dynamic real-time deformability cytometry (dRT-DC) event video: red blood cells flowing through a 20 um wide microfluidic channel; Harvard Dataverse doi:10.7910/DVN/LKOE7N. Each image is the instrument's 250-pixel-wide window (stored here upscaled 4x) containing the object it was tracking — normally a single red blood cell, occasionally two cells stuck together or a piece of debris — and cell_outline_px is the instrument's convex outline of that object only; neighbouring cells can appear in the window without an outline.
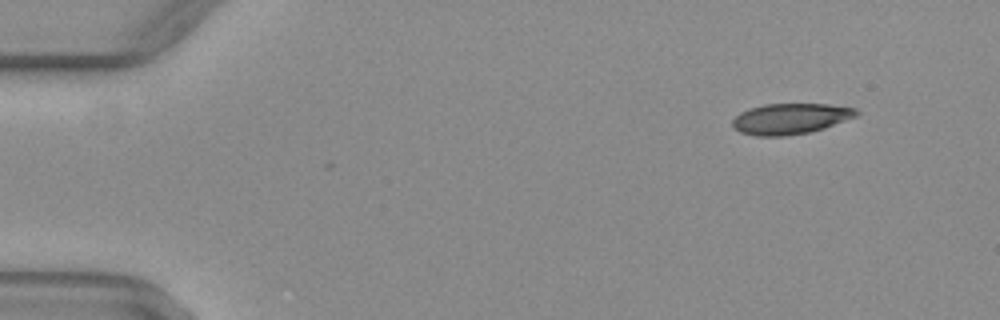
{"species": "common noctule bat (a hibernating species)", "species_latin": "Nyctalus noctula", "temperature_condition": "warm", "stored_images_in_passage": 47, "camera_frame_rate_fps": 3000, "um_per_image_px": 0.085, "animal": {"sex": "female", "body_mass_g": 29.2, "forearm_length_mm": 56.3}, "frame": {"image": 1, "passage_image": 1, "time_ms": 0.0, "image_size_px": [1000, 320], "cell_outline_px": [[860, 112], [856, 116], [824, 128], [812, 132], [784, 136], [756, 136], [740, 132], [732, 128], [732, 120], [740, 112], [748, 108], [764, 104], [828, 104], [856, 108]], "centroid_in_image_um": [67.16, 10.09], "position_along_channel_um": 17.8, "area_um2": 22.37}}
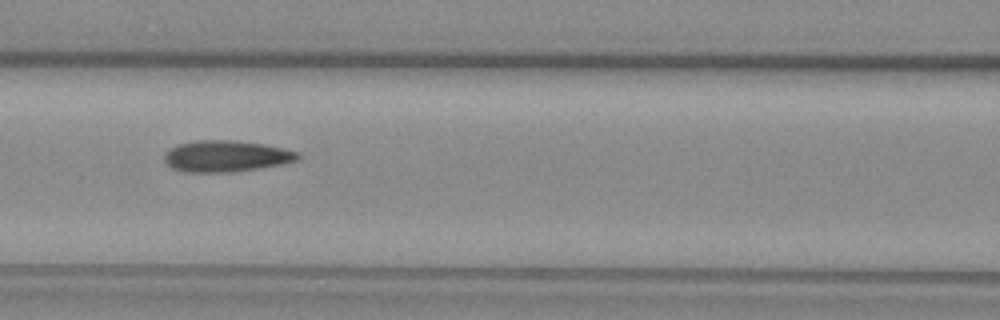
{"frame": {"image": 2, "passage_image": 19, "time_ms": 6.0, "image_size_px": [1000, 320], "cell_outline_px": [[300, 156], [296, 160], [280, 164], [256, 168], [228, 172], [184, 172], [172, 168], [164, 160], [164, 156], [176, 144], [196, 140], [236, 140], [264, 144], [284, 148], [300, 152]], "centroid_in_image_um": [19.21, 13.26], "position_along_channel_um": 147.4, "area_um2": 24.22}}
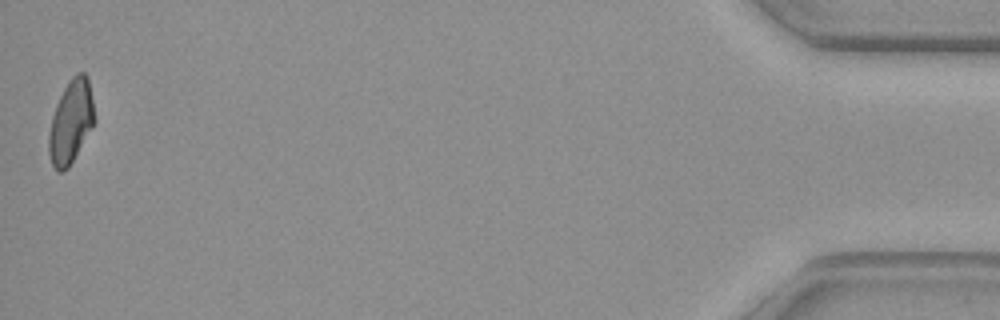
{"frame": {"image": 3, "passage_image": 47, "time_ms": 15.333, "image_size_px": [1000, 320], "cell_outline_px": [[96, 120], [92, 128], [68, 168], [60, 172], [56, 172], [52, 164], [48, 152], [48, 136], [52, 116], [56, 104], [68, 80], [76, 72], [84, 72], [88, 76]], "centroid_in_image_um": [6.03, 10.33], "position_along_channel_um": 429.2, "area_um2": 22.31}, "authors_computed_cell_mechanics": {"area_um2": 23.2934, "velocity_mm_per_s": 4.0444, "shape_relaxation_time_tau1_ms": null, "shape_relaxation_time_tau2_ms": 2.4711, "deformation_change_tau1": null, "deformation_change_tau2": 0.0908}}